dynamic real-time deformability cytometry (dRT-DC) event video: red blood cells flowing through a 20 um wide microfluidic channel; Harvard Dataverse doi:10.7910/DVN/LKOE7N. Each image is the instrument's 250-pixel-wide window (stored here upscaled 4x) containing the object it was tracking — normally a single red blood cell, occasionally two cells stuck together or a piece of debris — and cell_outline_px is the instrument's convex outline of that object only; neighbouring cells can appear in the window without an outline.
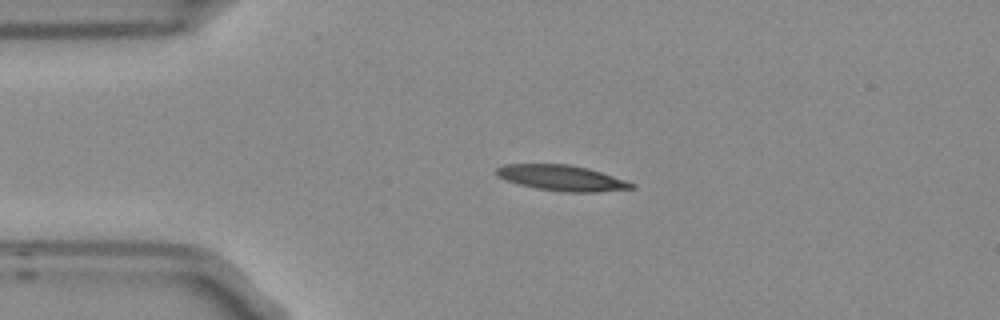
{"species": "Egyptian fruit bat (a non-hibernating species)", "species_latin": "Rousettus aegyptiacus", "temperature_condition": "room temperature", "stored_images_in_passage": 4, "camera_frame_rate_fps": 3000, "um_per_image_px": 0.085, "frame": {"image": 1, "passage_image": 3, "time_ms": 0.667, "image_size_px": [1000, 320], "cell_outline_px": [[636, 188], [596, 192], [568, 192], [536, 188], [520, 184], [496, 176], [496, 168], [504, 164], [568, 164], [588, 168], [636, 184]], "centroid_in_image_um": [47.75, 15.12], "position_along_channel_um": 37.2, "area_um2": 19.94}}